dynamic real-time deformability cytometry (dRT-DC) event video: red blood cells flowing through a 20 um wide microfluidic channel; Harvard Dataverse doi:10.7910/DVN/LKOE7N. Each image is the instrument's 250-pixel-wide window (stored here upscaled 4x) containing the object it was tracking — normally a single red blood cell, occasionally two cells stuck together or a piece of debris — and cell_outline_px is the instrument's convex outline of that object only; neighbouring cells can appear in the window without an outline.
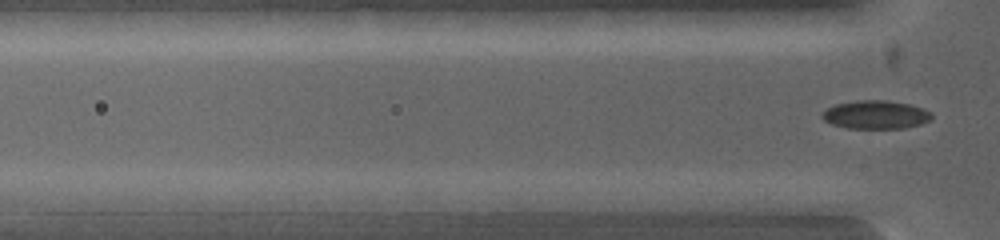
{"species": "common noctule bat (a hibernating species)", "species_latin": "Nyctalus noctula", "temperature_condition": "warm", "stored_images_in_passage": 3, "camera_frame_rate_fps": 5000, "um_per_image_px": 0.085, "animal": {"sex": "female", "body_mass_g": 19.0, "forearm_length_mm": 53.3}, "frame": {"image": 1, "passage_image": 2, "time_ms": 0.4, "image_size_px": [1000, 240], "cell_outline_px": [[580, 200], [572, 212], [516, 216], [496, 212], [488, 200], [500, 192], [536, 192]], "centroid_in_image_um": [45.17, 17.31], "position_along_channel_um": 80.6, "area_um2": 12.08}}